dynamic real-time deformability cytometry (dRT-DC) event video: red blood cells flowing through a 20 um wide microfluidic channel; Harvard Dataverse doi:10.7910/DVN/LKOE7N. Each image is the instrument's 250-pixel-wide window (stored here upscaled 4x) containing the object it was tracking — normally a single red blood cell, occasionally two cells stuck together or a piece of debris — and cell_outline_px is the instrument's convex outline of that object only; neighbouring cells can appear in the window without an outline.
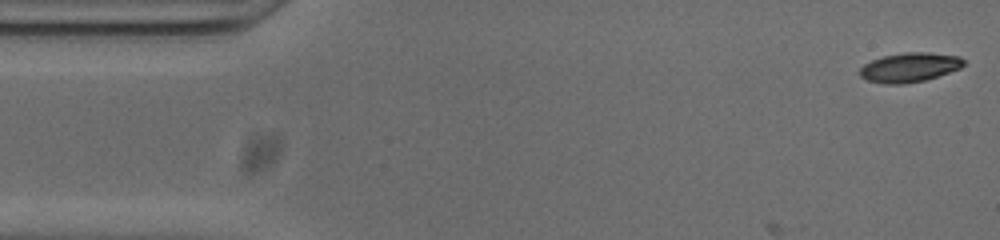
{"species": "common noctule bat (a hibernating species)", "species_latin": "Nyctalus noctula", "temperature_condition": "cold", "stored_images_in_passage": 14, "camera_frame_rate_fps": 3000, "um_per_image_px": 0.085, "animal": {"sex": "male", "body_mass_g": 20.0, "forearm_length_mm": 53.3}, "frame": {"image": 1, "passage_image": 1, "time_ms": 0.0, "image_size_px": [1000, 240], "cell_outline_px": [[964, 64], [960, 68], [924, 80], [904, 84], [884, 84], [868, 80], [860, 76], [860, 68], [864, 64], [872, 60], [884, 56], [904, 52], [928, 52], [960, 56], [964, 60]], "centroid_in_image_um": [77.3, 5.72], "position_along_channel_um": 7.7, "area_um2": 17.63}}